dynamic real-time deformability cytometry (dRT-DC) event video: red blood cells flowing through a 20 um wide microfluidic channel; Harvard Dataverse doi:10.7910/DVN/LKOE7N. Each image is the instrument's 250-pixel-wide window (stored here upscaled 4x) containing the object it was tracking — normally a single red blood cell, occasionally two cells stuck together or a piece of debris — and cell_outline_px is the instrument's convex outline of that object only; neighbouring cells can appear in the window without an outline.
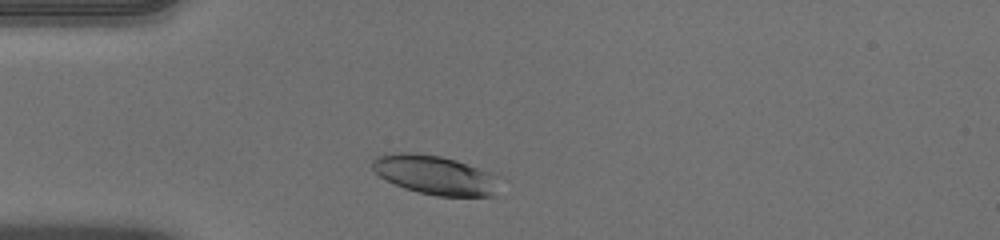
{"species": "human", "species_latin": "Homo sapiens", "temperature_condition": "warm", "stored_images_in_passage": 34, "camera_frame_rate_fps": 3000, "um_per_image_px": 0.085, "donor": {"sex": "male"}, "frame": {"image": 1, "passage_image": 4, "time_ms": 1.0, "image_size_px": [1000, 240], "cell_outline_px": [[500, 176], [492, 196], [436, 196], [416, 192], [404, 188], [380, 176], [372, 168], [372, 160], [376, 156], [400, 152], [408, 152], [440, 156], [456, 160]], "centroid_in_image_um": [36.96, 14.87], "position_along_channel_um": 48.0, "area_um2": 28.73}}
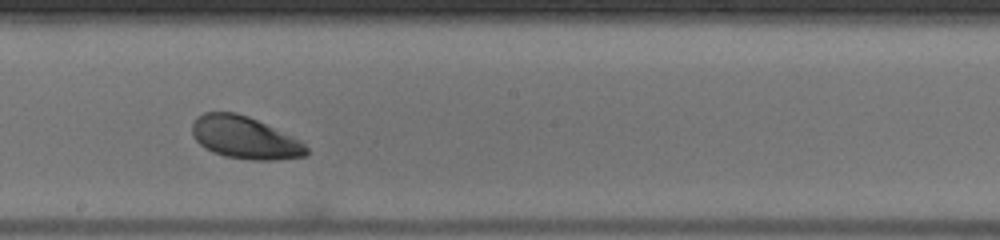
{"frame": {"image": 2, "passage_image": 19, "time_ms": 6.0, "image_size_px": [1000, 240], "cell_outline_px": [[308, 156], [272, 160], [252, 160], [224, 156], [212, 152], [204, 148], [192, 136], [192, 124], [196, 116], [204, 112], [236, 112], [248, 116], [300, 140], [308, 148]], "centroid_in_image_um": [20.78, 11.7], "position_along_channel_um": 227.4, "area_um2": 28.26}}
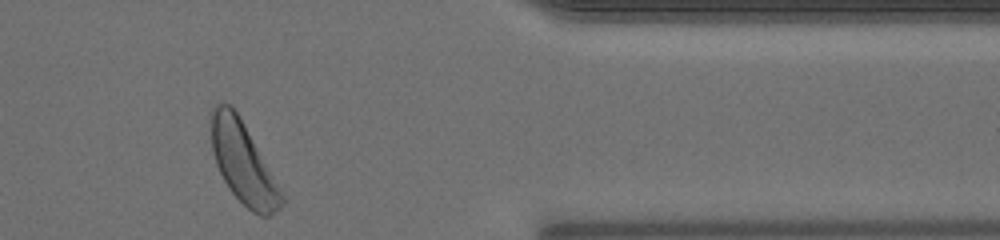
{"frame": {"image": 3, "passage_image": 33, "time_ms": 10.667, "image_size_px": [1000, 240], "cell_outline_px": [[284, 200], [280, 208], [268, 216], [260, 216], [252, 212], [228, 188], [216, 164], [212, 152], [208, 120], [208, 116], [212, 108], [216, 104], [224, 100], [236, 112], [284, 196]], "centroid_in_image_um": [20.58, 13.8], "position_along_channel_um": 390.8, "area_um2": 32.77}, "authors_computed_cell_mechanics": {"area_um2": 28.9, "velocity_mm_per_s": 3.9381, "shape_relaxation_time_tau1_ms": 1.7132, "shape_relaxation_time_tau2_ms": null, "deformation_change_tau1": 0.1291, "deformation_change_tau2": null}}